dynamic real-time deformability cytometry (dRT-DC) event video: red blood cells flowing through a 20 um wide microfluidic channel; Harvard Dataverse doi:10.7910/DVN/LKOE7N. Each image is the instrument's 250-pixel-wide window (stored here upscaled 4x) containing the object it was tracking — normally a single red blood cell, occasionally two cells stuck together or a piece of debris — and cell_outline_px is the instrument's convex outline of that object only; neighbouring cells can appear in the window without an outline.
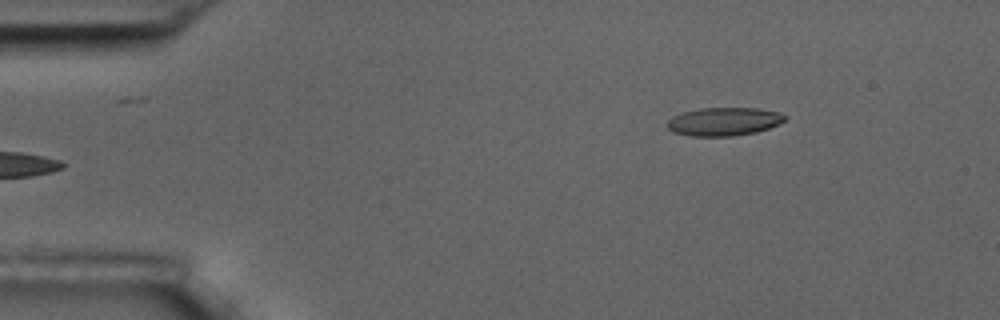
{"species": "common noctule bat (a hibernating species)", "species_latin": "Nyctalus noctula", "temperature_condition": "room temperature", "stored_images_in_passage": 4, "camera_frame_rate_fps": 3000, "um_per_image_px": 0.085, "animal": {"sex": "male", "body_mass_g": 17.5, "forearm_length_mm": 52.3}, "frame": {"image": 1, "passage_image": 4, "time_ms": 4.333, "image_size_px": [1000, 320], "cell_outline_px": [[788, 116], [784, 120], [768, 128], [756, 132], [732, 136], [688, 136], [672, 132], [668, 128], [668, 120], [672, 116], [684, 112], [700, 108], [756, 108], [780, 112]], "centroid_in_image_um": [61.51, 10.33], "position_along_channel_um": 23.5, "area_um2": 19.36}}